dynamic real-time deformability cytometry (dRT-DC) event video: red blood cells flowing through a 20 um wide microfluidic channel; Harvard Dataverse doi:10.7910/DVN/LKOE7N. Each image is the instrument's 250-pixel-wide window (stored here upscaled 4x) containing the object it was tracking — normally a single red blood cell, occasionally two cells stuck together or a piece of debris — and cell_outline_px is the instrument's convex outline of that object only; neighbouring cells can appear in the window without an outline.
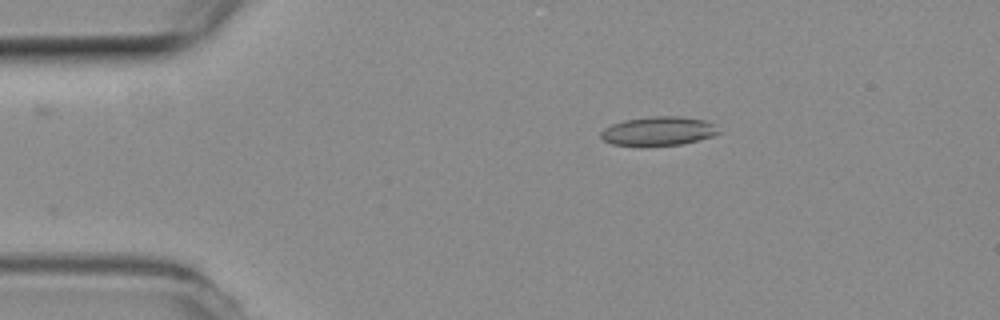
{"species": "common noctule bat (a hibernating species)", "species_latin": "Nyctalus noctula", "temperature_condition": "room temperature", "stored_images_in_passage": 8, "camera_frame_rate_fps": 3000, "um_per_image_px": 0.085, "animal": {"sex": "female", "body_mass_g": 19.3, "forearm_length_mm": 54.1}, "frame": {"image": 1, "passage_image": 2, "time_ms": 0.333, "image_size_px": [1000, 320], "cell_outline_px": [[720, 132], [712, 136], [680, 144], [612, 144], [604, 140], [600, 136], [600, 132], [604, 128], [612, 124], [624, 120], [652, 116], [680, 116], [704, 120], [716, 124]], "centroid_in_image_um": [55.98, 11.1], "position_along_channel_um": 29.0, "area_um2": 19.36}}
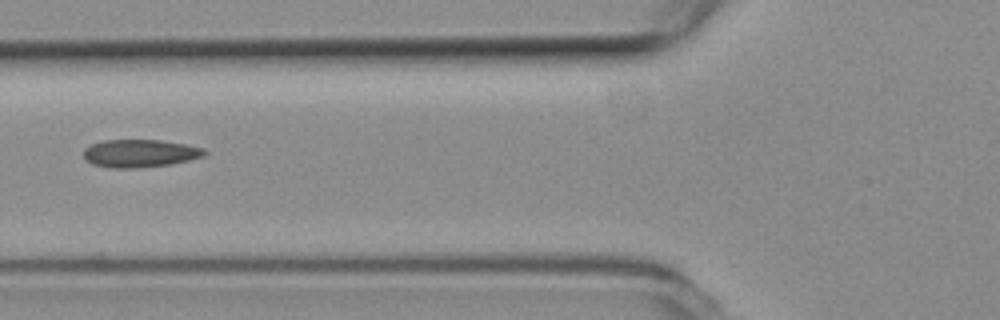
{"frame": {"image": 2, "passage_image": 5, "time_ms": 1.333, "image_size_px": [1000, 320], "cell_outline_px": [[208, 152], [204, 156], [188, 160], [168, 164], [140, 168], [112, 168], [92, 164], [84, 160], [84, 148], [92, 144], [104, 140], [160, 140], [184, 144], [204, 148]], "centroid_in_image_um": [11.87, 13.03], "position_along_channel_um": 113.9, "area_um2": 19.59}}
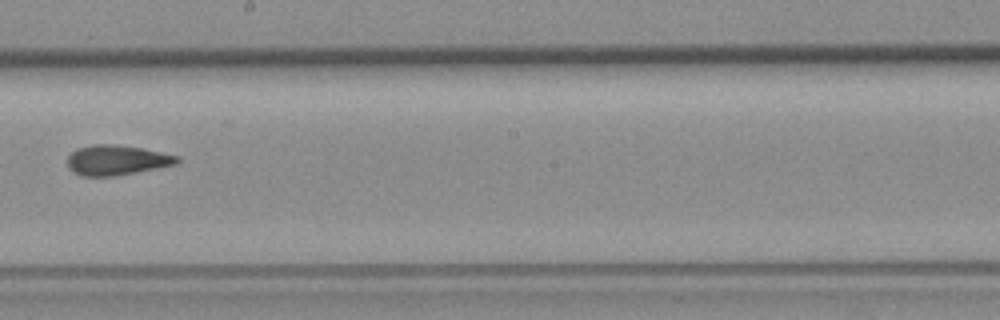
{"frame": {"image": 3, "passage_image": 8, "time_ms": 2.333, "image_size_px": [1000, 320], "cell_outline_px": [[180, 160], [176, 164], [112, 176], [84, 176], [76, 172], [68, 164], [68, 156], [76, 148], [92, 144], [116, 144], [144, 148], [180, 156]], "centroid_in_image_um": [9.94, 13.58], "position_along_channel_um": 238.3, "area_um2": 18.96}}